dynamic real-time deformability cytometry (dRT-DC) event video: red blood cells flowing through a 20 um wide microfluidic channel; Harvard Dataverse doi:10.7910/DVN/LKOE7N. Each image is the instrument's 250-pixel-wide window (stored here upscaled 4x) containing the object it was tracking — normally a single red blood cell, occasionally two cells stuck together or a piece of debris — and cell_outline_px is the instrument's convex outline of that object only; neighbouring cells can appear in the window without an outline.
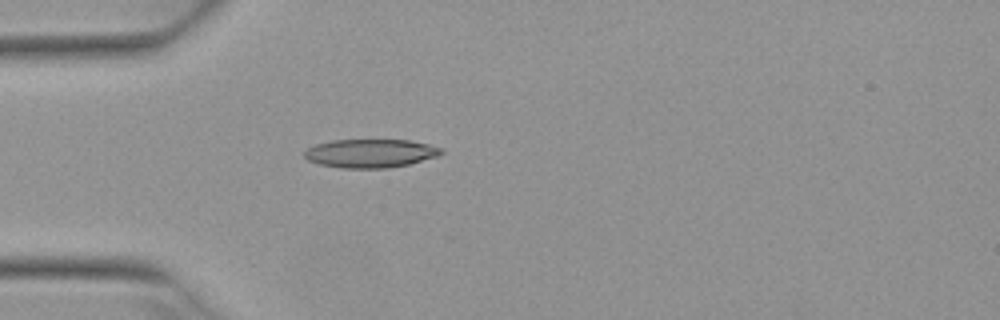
{"species": "Egyptian fruit bat (a non-hibernating species)", "species_latin": "Rousettus aegyptiacus", "temperature_condition": "warm", "stored_images_in_passage": 1, "camera_frame_rate_fps": 3000, "um_per_image_px": 0.085, "animal": {"sex": "female"}, "frame": {"image": 1, "passage_image": 1, "time_ms": 0.0, "image_size_px": [1000, 320], "cell_outline_px": [[444, 152], [440, 156], [408, 164], [384, 168], [340, 168], [320, 164], [308, 160], [304, 156], [304, 152], [308, 148], [316, 144], [332, 140], [408, 140], [428, 144], [444, 148]], "centroid_in_image_um": [31.52, 13.03], "position_along_channel_um": 53.5, "area_um2": 22.77}}